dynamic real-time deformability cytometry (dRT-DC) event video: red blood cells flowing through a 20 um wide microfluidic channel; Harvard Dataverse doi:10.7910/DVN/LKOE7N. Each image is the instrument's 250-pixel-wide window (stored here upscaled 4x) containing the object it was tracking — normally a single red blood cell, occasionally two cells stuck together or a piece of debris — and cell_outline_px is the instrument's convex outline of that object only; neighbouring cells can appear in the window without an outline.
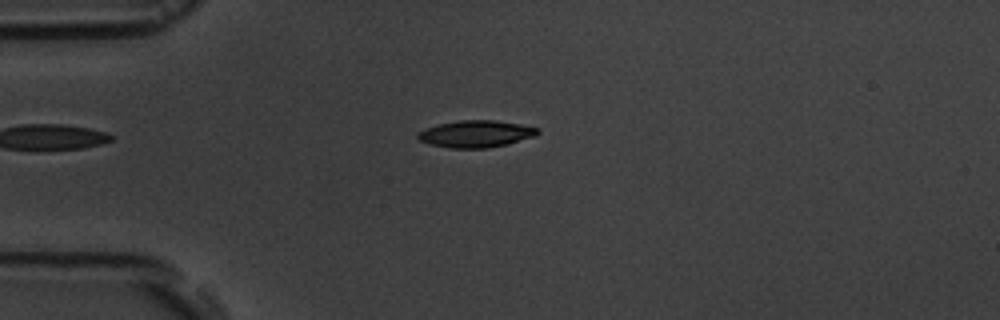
{"species": "common noctule bat (a hibernating species)", "species_latin": "Nyctalus noctula", "temperature_condition": "room temperature", "stored_images_in_passage": 6, "camera_frame_rate_fps": 3000, "um_per_image_px": 0.085, "animal": {"sex": "male", "body_mass_g": 19.5, "forearm_length_mm": 54.6}, "frame": {"image": 1, "passage_image": 1, "time_ms": 0.0, "image_size_px": [1000, 320], "cell_outline_px": [[540, 132], [536, 136], [508, 144], [488, 148], [452, 148], [428, 144], [420, 140], [416, 136], [416, 132], [424, 128], [440, 124], [460, 120], [496, 120], [520, 124], [540, 128]], "centroid_in_image_um": [40.46, 11.38], "position_along_channel_um": 44.5, "area_um2": 19.02}}
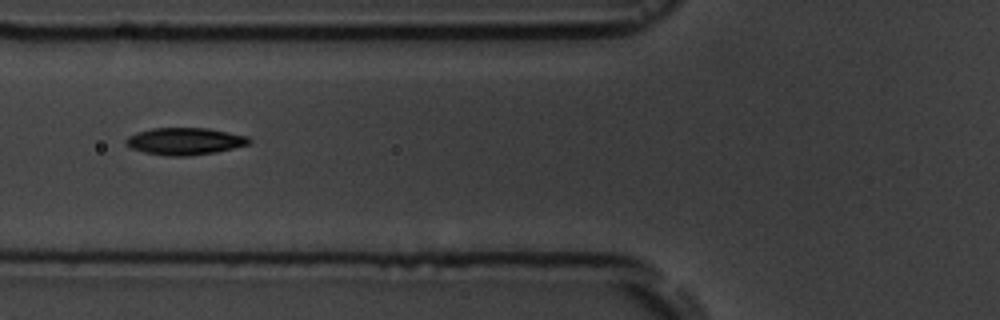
{"frame": {"image": 2, "passage_image": 3, "time_ms": 2.333, "image_size_px": [1000, 320], "cell_outline_px": [[252, 140], [248, 144], [216, 152], [188, 156], [168, 156], [144, 152], [132, 148], [124, 144], [124, 140], [128, 136], [136, 132], [152, 128], [208, 128], [248, 136]], "centroid_in_image_um": [15.68, 12.0], "position_along_channel_um": 110.1, "area_um2": 19.48}}
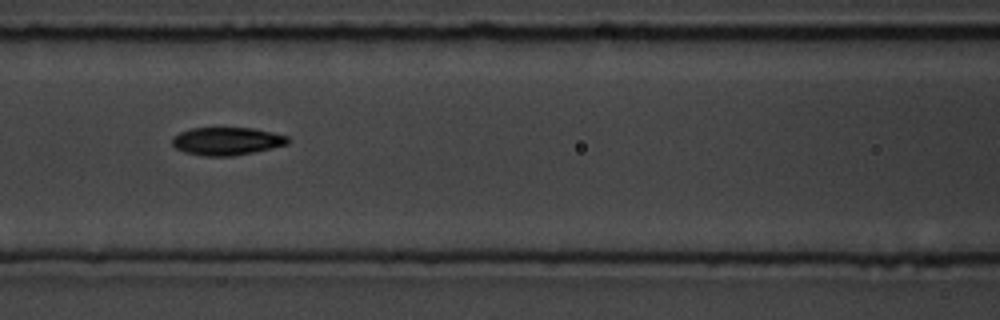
{"frame": {"image": 3, "passage_image": 4, "time_ms": 3.333, "image_size_px": [1000, 320], "cell_outline_px": [[292, 140], [288, 144], [252, 152], [232, 156], [204, 156], [184, 152], [176, 148], [172, 144], [172, 136], [180, 132], [192, 128], [252, 128], [272, 132], [288, 136]], "centroid_in_image_um": [19.28, 11.99], "position_along_channel_um": 147.3, "area_um2": 18.79}}